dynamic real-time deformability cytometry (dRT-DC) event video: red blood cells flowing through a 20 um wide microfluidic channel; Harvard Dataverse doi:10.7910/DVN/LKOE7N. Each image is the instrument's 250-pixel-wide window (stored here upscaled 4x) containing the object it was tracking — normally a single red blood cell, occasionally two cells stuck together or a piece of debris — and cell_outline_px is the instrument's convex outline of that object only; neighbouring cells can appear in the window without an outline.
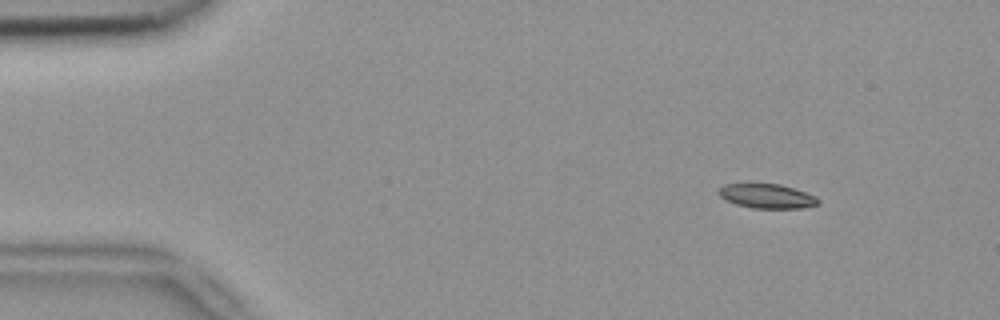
{"species": "common noctule bat (a hibernating species)", "species_latin": "Nyctalus noctula", "temperature_condition": "room temperature", "stored_images_in_passage": 5, "camera_frame_rate_fps": 3000, "um_per_image_px": 0.085, "animal": {"sex": "female", "body_mass_g": 18.4}, "frame": {"image": 1, "passage_image": 2, "time_ms": 0.333, "image_size_px": [1000, 320], "cell_outline_px": [[820, 204], [800, 208], [752, 208], [736, 204], [724, 200], [716, 192], [724, 184], [748, 180], [780, 184], [816, 196], [820, 200]], "centroid_in_image_um": [65.1, 16.61], "position_along_channel_um": 19.9, "area_um2": 14.91}}
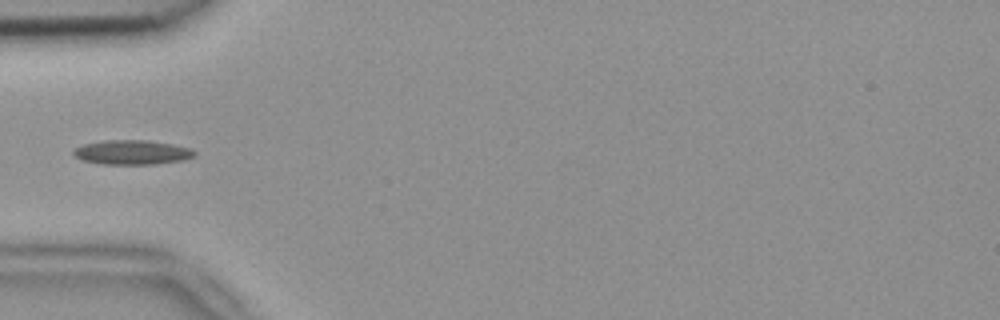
{"frame": {"image": 2, "passage_image": 4, "time_ms": 1.0, "image_size_px": [1000, 320], "cell_outline_px": [[196, 156], [184, 160], [152, 164], [104, 164], [80, 160], [72, 152], [76, 148], [84, 144], [104, 140], [144, 140], [172, 144], [188, 148], [196, 152]], "centroid_in_image_um": [11.22, 12.95], "position_along_channel_um": 73.8, "area_um2": 17.11}}